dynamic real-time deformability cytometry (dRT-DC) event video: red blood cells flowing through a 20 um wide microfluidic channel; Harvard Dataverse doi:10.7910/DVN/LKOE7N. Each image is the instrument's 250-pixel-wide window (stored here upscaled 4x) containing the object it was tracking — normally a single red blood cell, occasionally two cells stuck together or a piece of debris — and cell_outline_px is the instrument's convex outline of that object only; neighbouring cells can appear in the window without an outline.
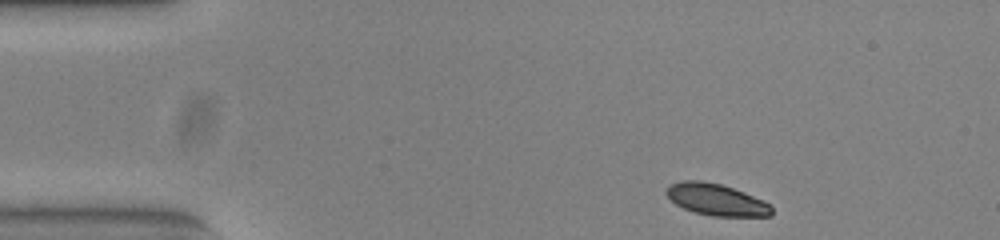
{"species": "common noctule bat (a hibernating species)", "species_latin": "Nyctalus noctula", "temperature_condition": "warm", "stored_images_in_passage": 47, "camera_frame_rate_fps": 3000, "um_per_image_px": 0.085, "animal": {"sex": "female", "body_mass_g": 23.0, "forearm_length_mm": 53.4}, "frame": {"image": 1, "passage_image": 1, "time_ms": 0.0, "image_size_px": [1000, 240], "cell_outline_px": [[772, 216], [712, 216], [696, 212], [684, 208], [676, 204], [664, 192], [668, 184], [684, 180], [700, 180], [720, 184], [744, 192], [764, 200], [772, 208]], "centroid_in_image_um": [60.87, 16.96], "position_along_channel_um": 24.1, "area_um2": 19.36}}
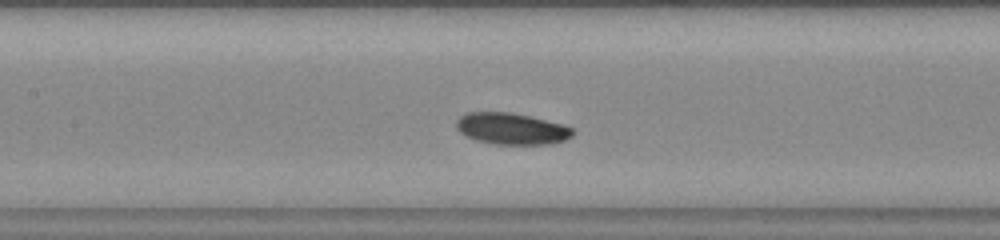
{"frame": {"image": 2, "passage_image": 18, "time_ms": 5.667, "image_size_px": [1000, 240], "cell_outline_px": [[572, 136], [564, 140], [552, 144], [492, 144], [476, 140], [464, 136], [456, 128], [456, 120], [460, 116], [468, 112], [508, 112], [528, 116], [564, 124], [572, 128]], "centroid_in_image_um": [43.45, 10.94], "position_along_channel_um": 164.0, "area_um2": 21.39}}
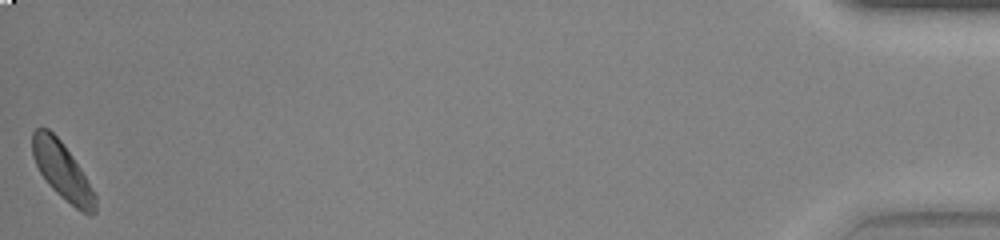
{"frame": {"image": 3, "passage_image": 47, "time_ms": 15.333, "image_size_px": [1000, 240], "cell_outline_px": [[96, 212], [84, 212], [76, 208], [60, 196], [48, 184], [40, 172], [36, 164], [32, 152], [32, 132], [36, 128], [48, 128], [60, 140], [72, 156], [80, 168], [96, 196]], "centroid_in_image_um": [5.27, 14.5], "position_along_channel_um": 429.9, "area_um2": 20.35}, "authors_computed_cell_mechanics": {"area_um2": 21.097, "velocity_mm_per_s": 3.7892, "shape_relaxation_time_tau1_ms": 2.7992, "shape_relaxation_time_tau2_ms": 3.6232, "deformation_change_tau1": 0.0942, "deformation_change_tau2": 0.0941}}